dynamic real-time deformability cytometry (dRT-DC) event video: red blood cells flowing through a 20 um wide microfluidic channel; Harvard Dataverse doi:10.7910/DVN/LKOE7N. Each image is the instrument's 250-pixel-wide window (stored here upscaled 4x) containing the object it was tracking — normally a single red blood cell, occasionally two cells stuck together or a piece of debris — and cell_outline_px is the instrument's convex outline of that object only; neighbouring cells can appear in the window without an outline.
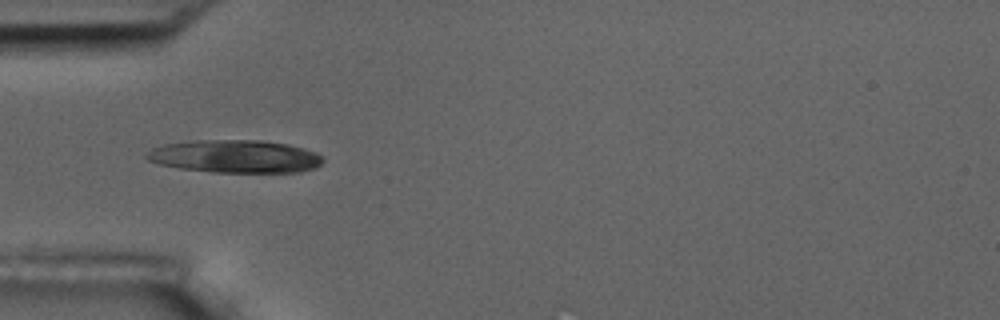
{"species": "common noctule bat (a hibernating species)", "species_latin": "Nyctalus noctula", "temperature_condition": "room temperature", "stored_images_in_passage": 2, "camera_frame_rate_fps": 3000, "um_per_image_px": 0.085, "animal": {"sex": "male", "body_mass_g": 17.5, "forearm_length_mm": 52.3}, "frame": {"image": 1, "passage_image": 1, "time_ms": 0.0, "image_size_px": [1000, 320], "cell_outline_px": [[324, 160], [316, 168], [300, 172], [212, 172], [180, 168], [160, 164], [148, 160], [144, 156], [152, 148], [164, 144], [196, 140], [260, 140], [288, 144], [304, 148], [316, 152], [324, 156]], "centroid_in_image_um": [20.02, 13.29], "position_along_channel_um": 65.0, "area_um2": 33.87}}